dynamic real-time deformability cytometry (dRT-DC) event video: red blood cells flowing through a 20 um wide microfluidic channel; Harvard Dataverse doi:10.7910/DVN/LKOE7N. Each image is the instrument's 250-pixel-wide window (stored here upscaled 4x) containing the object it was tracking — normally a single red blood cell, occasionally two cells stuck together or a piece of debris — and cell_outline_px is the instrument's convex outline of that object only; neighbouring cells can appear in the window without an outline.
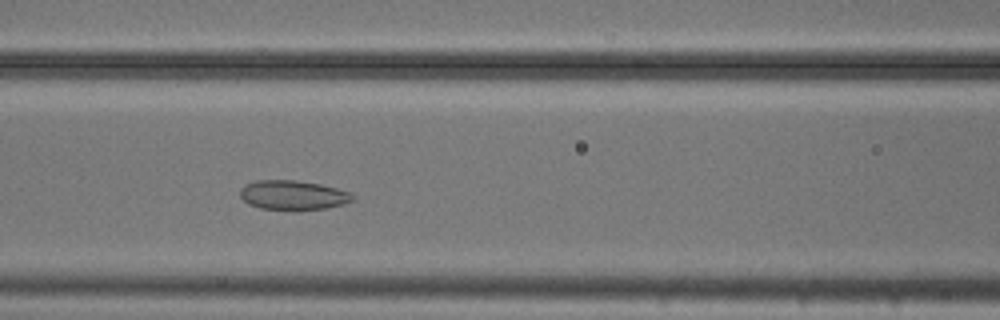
{"species": "common noctule bat (a hibernating species)", "species_latin": "Nyctalus noctula", "temperature_condition": "cold", "stored_images_in_passage": 49, "camera_frame_rate_fps": 3000, "um_per_image_px": 0.085, "animal": {"sex": "male", "body_mass_g": 20.5, "forearm_length_mm": 52.5}, "frame": {"image": 1, "passage_image": 18, "time_ms": 5.667, "image_size_px": [1000, 320], "cell_outline_px": [[352, 200], [344, 204], [324, 208], [296, 212], [260, 208], [248, 204], [240, 196], [240, 188], [244, 184], [256, 180], [296, 180], [320, 184], [352, 192]], "centroid_in_image_um": [24.87, 16.6], "position_along_channel_um": 141.7, "area_um2": 19.77}}
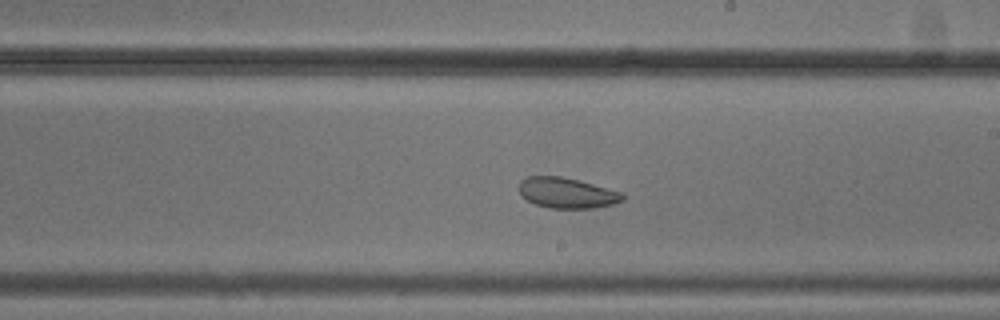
{"frame": {"image": 2, "passage_image": 26, "time_ms": 8.333, "image_size_px": [1000, 320], "cell_outline_px": [[624, 200], [612, 204], [596, 208], [552, 208], [536, 204], [520, 196], [520, 180], [528, 176], [560, 176], [624, 192]], "centroid_in_image_um": [48.2, 16.4], "position_along_channel_um": 240.8, "area_um2": 18.32}}
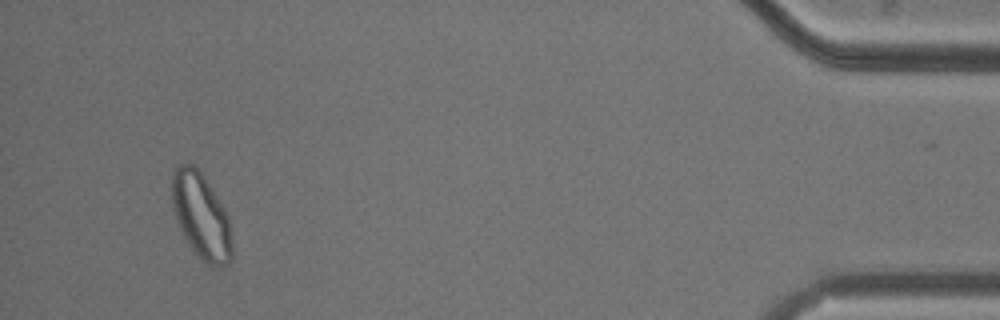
{"frame": {"image": 3, "passage_image": 46, "time_ms": 15.0, "image_size_px": [1000, 320], "cell_outline_px": [[232, 260], [228, 264], [220, 268], [216, 268], [208, 264], [196, 256], [184, 236], [176, 220], [172, 208], [172, 168], [176, 164], [196, 164], [200, 168], [228, 216], [232, 240]], "centroid_in_image_um": [17.09, 18.35], "position_along_channel_um": 418.1, "area_um2": 30.58}, "authors_computed_cell_mechanics": {"area_um2": 24.6806, "velocity_mm_per_s": 3.721, "shape_relaxation_time_tau1_ms": null, "shape_relaxation_time_tau2_ms": 6.6711, "deformation_change_tau1": null, "deformation_change_tau2": 0.1246}}